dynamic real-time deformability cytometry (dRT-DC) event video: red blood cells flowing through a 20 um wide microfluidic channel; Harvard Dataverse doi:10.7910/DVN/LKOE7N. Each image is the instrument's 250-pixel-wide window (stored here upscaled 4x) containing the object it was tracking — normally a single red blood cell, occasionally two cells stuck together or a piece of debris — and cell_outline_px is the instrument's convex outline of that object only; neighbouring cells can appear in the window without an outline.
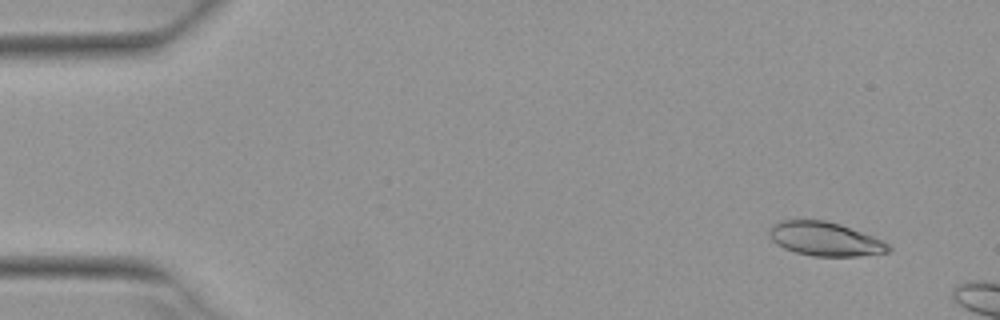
{"species": "Egyptian fruit bat (a non-hibernating species)", "species_latin": "Rousettus aegyptiacus", "temperature_condition": "warm", "stored_images_in_passage": 2, "camera_frame_rate_fps": 3000, "um_per_image_px": 0.085, "animal": {"sex": "female"}, "frame": {"image": 1, "passage_image": 1, "time_ms": 0.0, "image_size_px": [1000, 320], "cell_outline_px": [[892, 248], [888, 252], [860, 256], [812, 256], [796, 252], [784, 248], [776, 244], [768, 236], [768, 228], [772, 224], [780, 220], [824, 220], [840, 224], [872, 236], [888, 244]], "centroid_in_image_um": [70.07, 20.31], "position_along_channel_um": 14.9, "area_um2": 23.52}}